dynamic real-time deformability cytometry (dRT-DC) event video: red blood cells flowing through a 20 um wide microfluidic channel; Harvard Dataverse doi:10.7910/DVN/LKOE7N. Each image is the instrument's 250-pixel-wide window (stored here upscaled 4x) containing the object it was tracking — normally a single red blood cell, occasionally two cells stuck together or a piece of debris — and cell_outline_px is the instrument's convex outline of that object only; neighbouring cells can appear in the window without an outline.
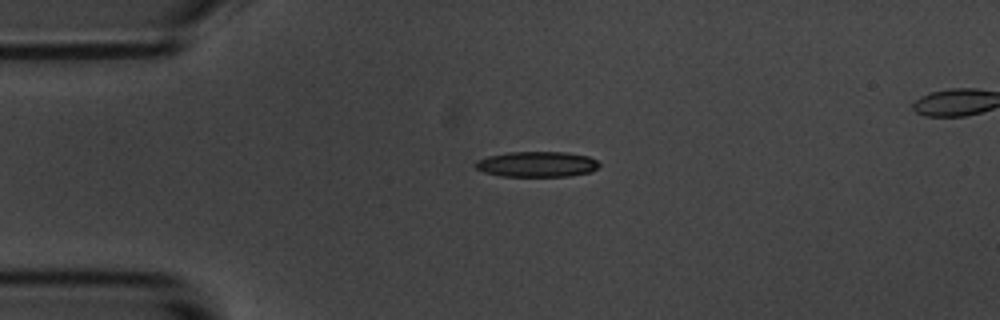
{"species": "common noctule bat (a hibernating species)", "species_latin": "Nyctalus noctula", "temperature_condition": "room temperature", "stored_images_in_passage": 44, "camera_frame_rate_fps": 3000, "um_per_image_px": 0.085, "animal": {"sex": "male", "body_mass_g": 20.1, "forearm_length_mm": 53.5}, "frame": {"image": 1, "passage_image": 1, "time_ms": 0.0, "image_size_px": [1000, 320], "cell_outline_px": [[600, 164], [592, 172], [572, 176], [500, 176], [484, 172], [476, 168], [472, 164], [476, 160], [488, 156], [508, 152], [568, 152], [588, 156], [596, 160]], "centroid_in_image_um": [45.62, 13.96], "position_along_channel_um": 39.4, "area_um2": 18.55}}
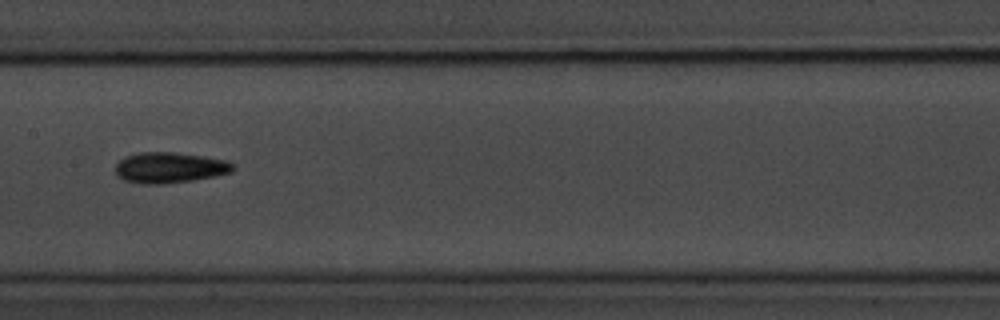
{"frame": {"image": 2, "passage_image": 16, "time_ms": 5.0, "image_size_px": [1000, 320], "cell_outline_px": [[236, 168], [232, 172], [216, 176], [192, 180], [160, 184], [144, 184], [124, 180], [116, 172], [116, 164], [124, 156], [140, 152], [176, 152], [204, 156], [228, 160], [236, 164]], "centroid_in_image_um": [14.48, 14.23], "position_along_channel_um": 192.9, "area_um2": 21.21}}
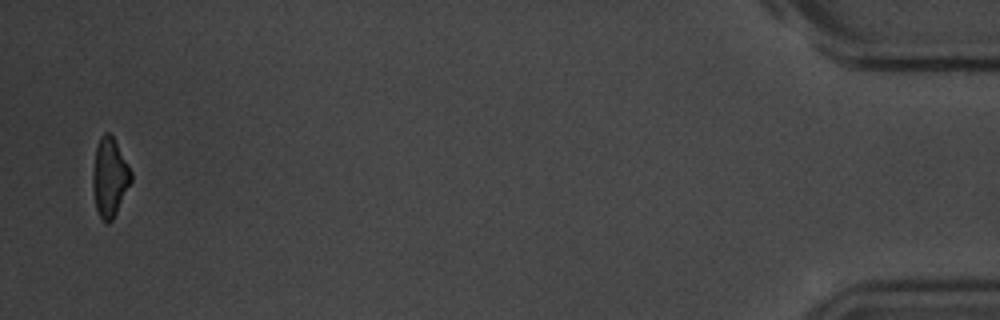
{"frame": {"image": 3, "passage_image": 43, "time_ms": 14.0, "image_size_px": [1000, 320], "cell_outline_px": [[132, 180], [112, 220], [108, 224], [100, 216], [96, 208], [92, 184], [92, 172], [96, 148], [100, 136], [104, 132], [108, 132], [112, 136], [128, 164], [132, 172]], "centroid_in_image_um": [9.31, 15.05], "position_along_channel_um": 425.9, "area_um2": 17.34}}